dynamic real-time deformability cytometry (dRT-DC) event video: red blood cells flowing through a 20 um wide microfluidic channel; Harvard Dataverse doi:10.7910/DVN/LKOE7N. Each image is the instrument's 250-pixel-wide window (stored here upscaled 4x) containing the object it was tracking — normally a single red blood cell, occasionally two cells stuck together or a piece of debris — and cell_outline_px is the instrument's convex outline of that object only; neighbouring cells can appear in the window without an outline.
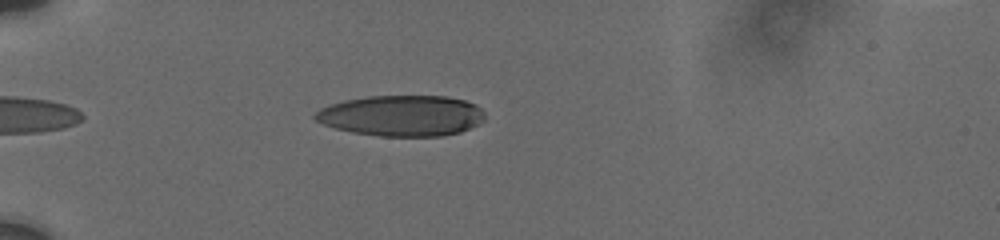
{"species": "human", "species_latin": "Homo sapiens", "temperature_condition": "cold", "stored_images_in_passage": 29, "camera_frame_rate_fps": 3000, "um_per_image_px": 0.085, "donor": {"sex": "male"}, "frame": {"image": 1, "passage_image": 3, "time_ms": 0.667, "image_size_px": [1000, 240], "cell_outline_px": [[484, 120], [460, 132], [440, 136], [380, 136], [352, 132], [336, 128], [324, 124], [316, 120], [312, 116], [320, 108], [344, 100], [368, 96], [448, 96], [464, 100], [476, 104], [484, 112]], "centroid_in_image_um": [34.14, 9.82], "position_along_channel_um": 50.9, "area_um2": 40.29}}
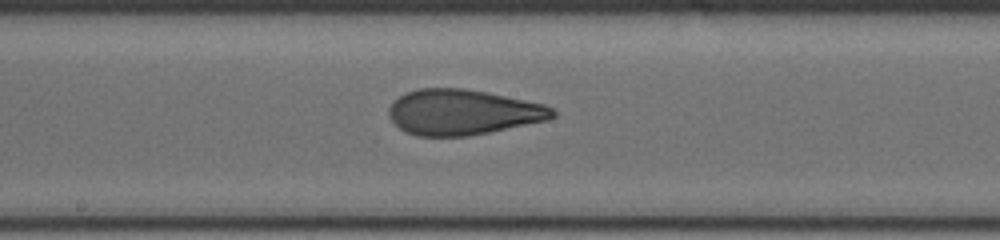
{"frame": {"image": 2, "passage_image": 17, "time_ms": 5.667, "image_size_px": [1000, 240], "cell_outline_px": [[556, 116], [548, 120], [468, 136], [416, 136], [404, 132], [388, 116], [388, 108], [404, 92], [420, 88], [464, 88], [488, 92], [544, 104], [552, 108], [556, 112]], "centroid_in_image_um": [39.33, 9.53], "position_along_channel_um": 208.9, "area_um2": 43.35}}
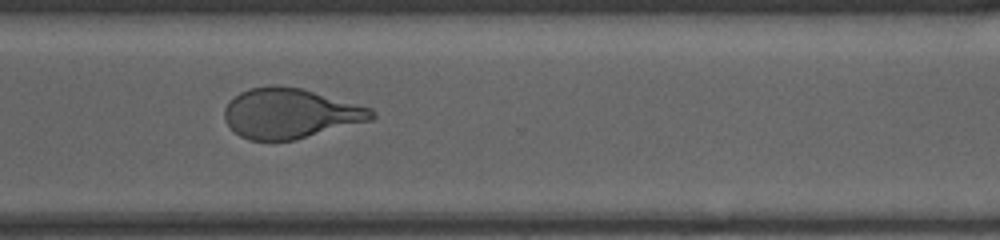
{"frame": {"image": 3, "passage_image": 28, "time_ms": 9.333, "image_size_px": [1000, 240], "cell_outline_px": [[376, 116], [372, 120], [296, 140], [248, 140], [240, 136], [224, 120], [224, 108], [228, 100], [240, 92], [252, 88], [300, 88], [372, 108], [376, 112]], "centroid_in_image_um": [24.68, 9.68], "position_along_channel_um": 345.9, "area_um2": 42.31}}